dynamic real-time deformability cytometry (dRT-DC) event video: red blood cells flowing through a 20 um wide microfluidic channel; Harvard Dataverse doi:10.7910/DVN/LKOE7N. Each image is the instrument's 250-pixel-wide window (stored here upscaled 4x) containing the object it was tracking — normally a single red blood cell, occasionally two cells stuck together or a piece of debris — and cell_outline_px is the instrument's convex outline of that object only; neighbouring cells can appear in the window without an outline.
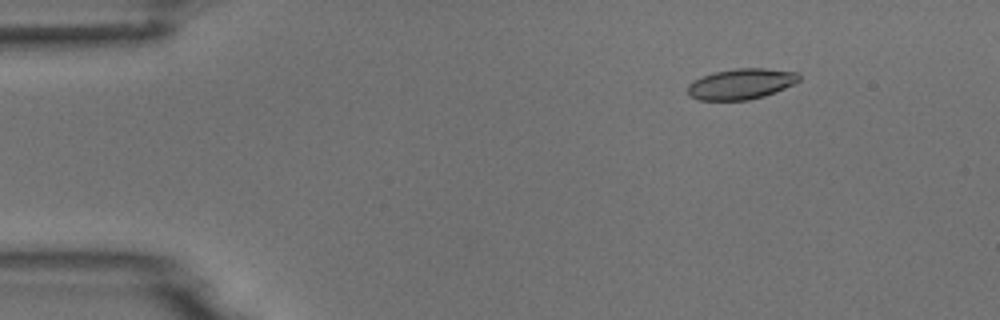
{"species": "common noctule bat (a hibernating species)", "species_latin": "Nyctalus noctula", "temperature_condition": "room temperature", "stored_images_in_passage": 7, "camera_frame_rate_fps": 3000, "um_per_image_px": 0.085, "animal": {"sex": "male", "body_mass_g": 18.8}, "frame": {"image": 1, "passage_image": 1, "time_ms": 0.0, "image_size_px": [1000, 320], "cell_outline_px": [[800, 80], [784, 88], [764, 96], [748, 100], [700, 100], [688, 96], [688, 84], [692, 80], [716, 72], [736, 68], [764, 68], [800, 72]], "centroid_in_image_um": [62.99, 7.13], "position_along_channel_um": 22.0, "area_um2": 19.88}}
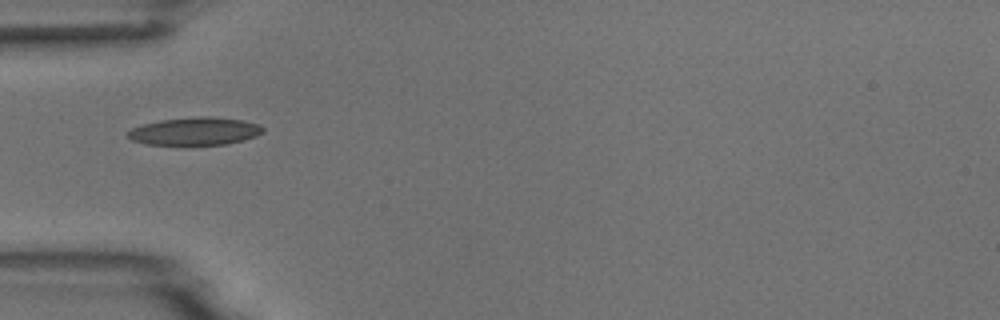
{"frame": {"image": 2, "passage_image": 4, "time_ms": 3.333, "image_size_px": [1000, 320], "cell_outline_px": [[264, 132], [256, 136], [244, 140], [228, 144], [188, 148], [144, 144], [132, 140], [128, 136], [128, 132], [132, 128], [144, 124], [160, 120], [200, 116], [208, 116], [244, 120], [260, 124], [264, 128]], "centroid_in_image_um": [16.58, 11.21], "position_along_channel_um": 68.4, "area_um2": 23.0}}